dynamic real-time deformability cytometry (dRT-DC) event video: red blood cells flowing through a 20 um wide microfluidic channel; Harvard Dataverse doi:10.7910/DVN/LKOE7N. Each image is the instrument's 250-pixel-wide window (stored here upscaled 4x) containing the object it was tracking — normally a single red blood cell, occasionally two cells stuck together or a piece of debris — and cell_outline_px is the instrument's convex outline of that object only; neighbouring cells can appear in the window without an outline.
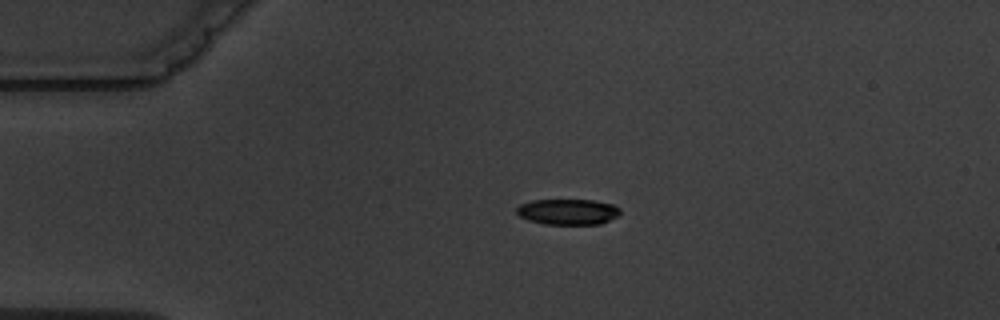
{"species": "common noctule bat (a hibernating species)", "species_latin": "Nyctalus noctula", "temperature_condition": "warm", "stored_images_in_passage": 4, "camera_frame_rate_fps": 3000, "um_per_image_px": 0.085, "animal": {"sex": "male", "body_mass_g": 19.5, "forearm_length_mm": 54.6}, "frame": {"image": 1, "passage_image": 3, "time_ms": 3.333, "image_size_px": [1000, 320], "cell_outline_px": [[620, 216], [600, 224], [544, 224], [528, 220], [520, 216], [516, 212], [516, 208], [520, 204], [532, 200], [592, 200], [612, 204], [620, 208]], "centroid_in_image_um": [48.28, 18.0], "position_along_channel_um": 36.7, "area_um2": 15.61}}